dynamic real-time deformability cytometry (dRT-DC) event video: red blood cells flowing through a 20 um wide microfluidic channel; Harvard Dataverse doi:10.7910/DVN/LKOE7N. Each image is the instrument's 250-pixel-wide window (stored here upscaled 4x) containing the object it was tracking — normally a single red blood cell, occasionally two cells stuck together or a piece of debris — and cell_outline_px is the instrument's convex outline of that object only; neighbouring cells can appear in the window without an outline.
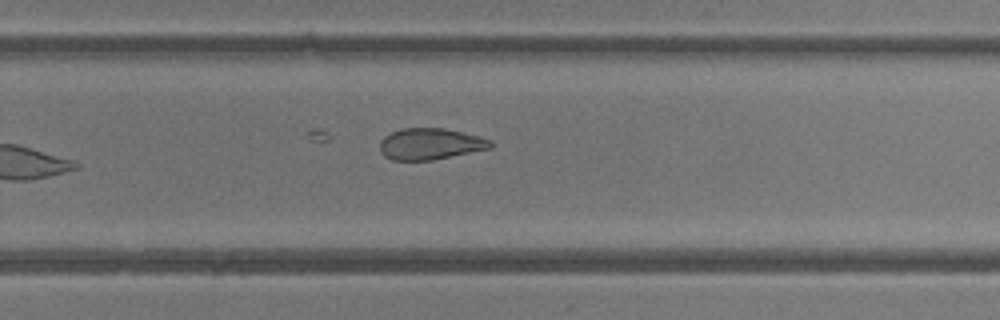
{"species": "common noctule bat (a hibernating species)", "species_latin": "Nyctalus noctula", "temperature_condition": "room temperature", "stored_images_in_passage": 19, "camera_frame_rate_fps": 3000, "um_per_image_px": 0.085, "animal": {"sex": "female"}, "frame": {"image": 1, "passage_image": 19, "time_ms": 6.0, "image_size_px": [1000, 320], "cell_outline_px": [[496, 144], [492, 148], [432, 160], [392, 160], [384, 156], [380, 152], [380, 140], [384, 136], [400, 128], [444, 128], [480, 136], [492, 140]], "centroid_in_image_um": [36.6, 12.23], "position_along_channel_um": 293.2, "area_um2": 20.46}}